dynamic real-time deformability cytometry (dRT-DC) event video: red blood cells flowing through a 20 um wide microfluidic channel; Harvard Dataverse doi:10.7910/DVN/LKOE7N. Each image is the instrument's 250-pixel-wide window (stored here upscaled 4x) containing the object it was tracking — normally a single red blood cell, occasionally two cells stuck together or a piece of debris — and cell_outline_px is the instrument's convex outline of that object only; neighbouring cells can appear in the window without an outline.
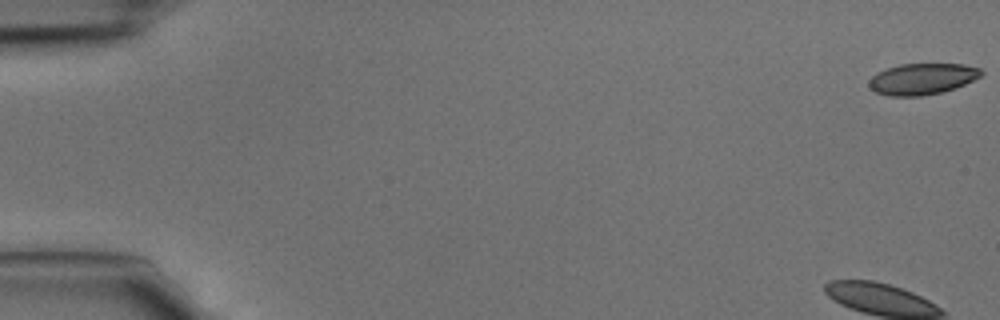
{"species": "common noctule bat (a hibernating species)", "species_latin": "Nyctalus noctula", "temperature_condition": "cold", "stored_images_in_passage": 40, "camera_frame_rate_fps": 3000, "um_per_image_px": 0.085, "animal": {"sex": "male", "body_mass_g": 15.6}, "frame": {"image": 1, "passage_image": 1, "time_ms": 0.0, "image_size_px": [1000, 320], "cell_outline_px": [[984, 72], [980, 76], [956, 88], [940, 92], [920, 96], [888, 96], [876, 92], [868, 84], [868, 80], [876, 72], [900, 64], [964, 64], [980, 68]], "centroid_in_image_um": [78.37, 6.7], "position_along_channel_um": 6.6, "area_um2": 20.35}}